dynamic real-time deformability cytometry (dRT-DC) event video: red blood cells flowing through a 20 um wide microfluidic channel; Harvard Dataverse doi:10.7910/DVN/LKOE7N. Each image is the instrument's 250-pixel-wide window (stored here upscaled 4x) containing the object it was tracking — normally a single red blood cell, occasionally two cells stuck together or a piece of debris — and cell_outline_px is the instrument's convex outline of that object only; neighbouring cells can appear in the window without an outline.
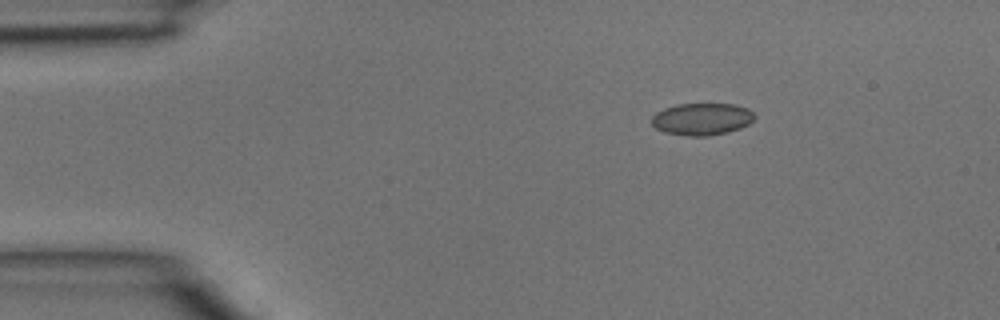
{"species": "common noctule bat (a hibernating species)", "species_latin": "Nyctalus noctula", "temperature_condition": "room temperature", "stored_images_in_passage": 3, "camera_frame_rate_fps": 3000, "um_per_image_px": 0.085, "animal": {"sex": "male", "body_mass_g": 15.6}, "frame": {"image": 1, "passage_image": 3, "time_ms": 0.667, "image_size_px": [1000, 320], "cell_outline_px": [[756, 116], [748, 124], [740, 128], [728, 132], [708, 136], [688, 136], [664, 132], [656, 128], [652, 124], [652, 116], [656, 112], [664, 108], [676, 104], [736, 104], [748, 108]], "centroid_in_image_um": [59.66, 10.12], "position_along_channel_um": 25.3, "area_um2": 19.31}}